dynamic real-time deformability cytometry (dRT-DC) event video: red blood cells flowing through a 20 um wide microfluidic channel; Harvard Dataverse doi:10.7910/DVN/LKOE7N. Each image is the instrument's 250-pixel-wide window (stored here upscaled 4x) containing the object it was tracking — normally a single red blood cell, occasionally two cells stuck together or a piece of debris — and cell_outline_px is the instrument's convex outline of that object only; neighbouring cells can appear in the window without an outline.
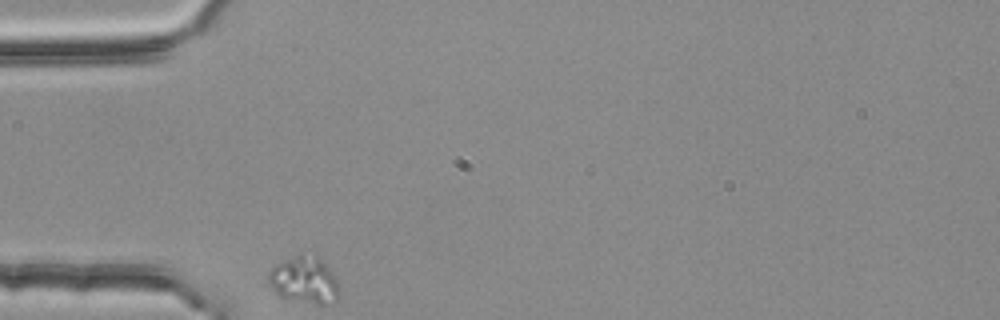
{"species": "common noctule bat (a hibernating species)", "species_latin": "Nyctalus noctula", "temperature_condition": "room temperature", "stored_images_in_passage": 4, "camera_frame_rate_fps": 3000, "um_per_image_px": 0.085, "animal": {"sex": "female", "body_mass_g": 25.1}, "frame": {"image": 1, "passage_image": 1, "time_ms": 0.0, "image_size_px": [1000, 320], "cell_outline_px": [[340, 296], [336, 300], [324, 304], [320, 304], [280, 296], [268, 284], [268, 272], [276, 264], [296, 256], [300, 256], [320, 260], [336, 276], [340, 292]], "centroid_in_image_um": [25.88, 23.85], "position_along_channel_um": 59.1, "area_um2": 18.5}}